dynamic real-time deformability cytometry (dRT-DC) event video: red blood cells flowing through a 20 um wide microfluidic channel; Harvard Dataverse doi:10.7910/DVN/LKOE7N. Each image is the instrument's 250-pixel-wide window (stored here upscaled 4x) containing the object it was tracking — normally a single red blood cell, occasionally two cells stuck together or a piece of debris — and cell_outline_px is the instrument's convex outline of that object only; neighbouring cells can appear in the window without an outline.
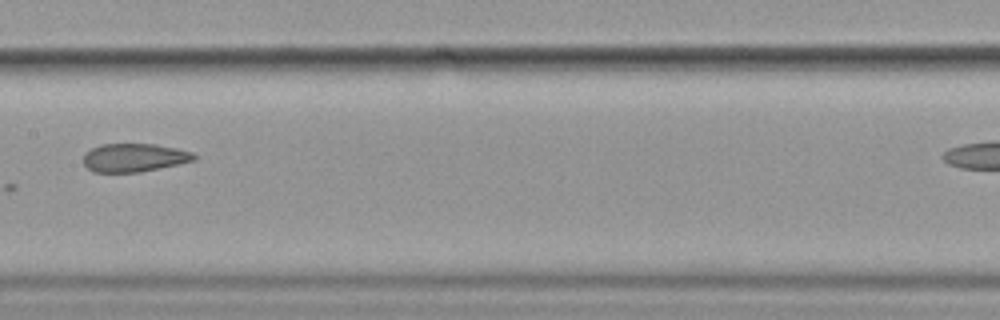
{"species": "common noctule bat (a hibernating species)", "species_latin": "Nyctalus noctula", "temperature_condition": "cold", "stored_images_in_passage": 10, "camera_frame_rate_fps": 3000, "um_per_image_px": 0.085, "animal": {"sex": "female", "body_mass_g": 19.9}, "frame": {"image": 1, "passage_image": 9, "time_ms": 9.667, "image_size_px": [1000, 320], "cell_outline_px": [[196, 160], [140, 172], [92, 172], [84, 164], [84, 152], [100, 144], [156, 144], [176, 148], [192, 152], [196, 156]], "centroid_in_image_um": [11.39, 13.39], "position_along_channel_um": 196.0, "area_um2": 18.26}}